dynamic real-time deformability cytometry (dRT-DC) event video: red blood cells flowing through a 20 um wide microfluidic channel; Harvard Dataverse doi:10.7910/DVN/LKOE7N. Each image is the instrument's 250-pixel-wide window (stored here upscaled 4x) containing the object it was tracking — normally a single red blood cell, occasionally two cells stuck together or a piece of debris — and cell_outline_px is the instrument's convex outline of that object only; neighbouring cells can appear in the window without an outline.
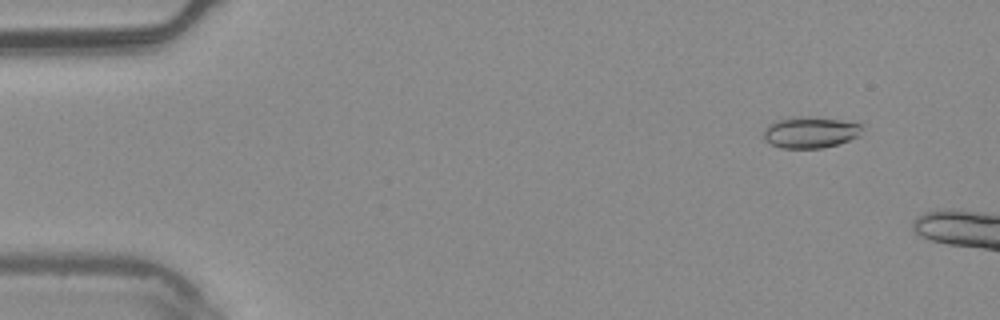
{"species": "common noctule bat (a hibernating species)", "species_latin": "Nyctalus noctula", "temperature_condition": "warm", "stored_images_in_passage": 4, "camera_frame_rate_fps": 3000, "um_per_image_px": 0.085, "animal": {"sex": "male", "body_mass_g": 20.4}, "frame": {"image": 1, "passage_image": 2, "time_ms": 0.333, "image_size_px": [1000, 320], "cell_outline_px": [[864, 124], [860, 136], [836, 144], [820, 148], [780, 148], [764, 140], [764, 132], [768, 124], [776, 120], [792, 116], [840, 120]], "centroid_in_image_um": [68.87, 11.25], "position_along_channel_um": 16.1, "area_um2": 17.86}}